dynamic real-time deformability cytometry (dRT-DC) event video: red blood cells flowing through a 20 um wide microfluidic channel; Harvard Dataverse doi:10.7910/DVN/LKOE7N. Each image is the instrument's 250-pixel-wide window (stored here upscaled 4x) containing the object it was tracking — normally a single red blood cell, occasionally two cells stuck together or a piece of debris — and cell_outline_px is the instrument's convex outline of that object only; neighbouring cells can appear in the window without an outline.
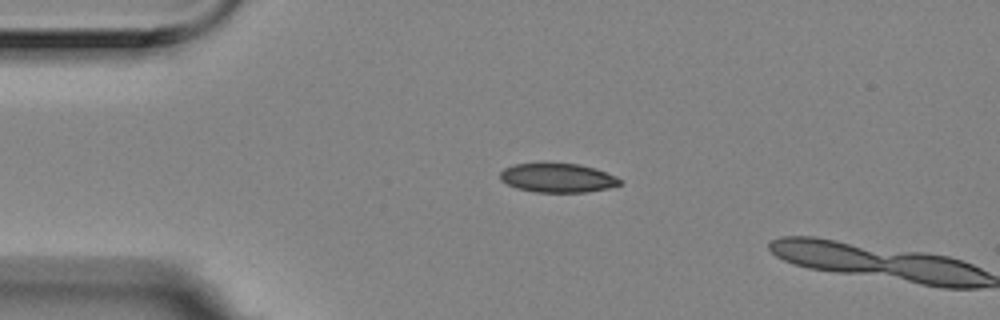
{"species": "Egyptian fruit bat (a non-hibernating species)", "species_latin": "Rousettus aegyptiacus", "temperature_condition": "room temperature", "stored_images_in_passage": 2, "camera_frame_rate_fps": 3000, "um_per_image_px": 0.085, "animal": {"sex": "female"}, "frame": {"image": 1, "passage_image": 1, "time_ms": 0.0, "image_size_px": [1000, 320], "cell_outline_px": [[620, 184], [608, 188], [588, 192], [536, 192], [516, 188], [500, 180], [500, 172], [504, 168], [516, 164], [540, 160], [544, 160], [580, 164], [596, 168], [616, 176], [620, 180]], "centroid_in_image_um": [47.36, 15.07], "position_along_channel_um": 37.6, "area_um2": 21.1}}